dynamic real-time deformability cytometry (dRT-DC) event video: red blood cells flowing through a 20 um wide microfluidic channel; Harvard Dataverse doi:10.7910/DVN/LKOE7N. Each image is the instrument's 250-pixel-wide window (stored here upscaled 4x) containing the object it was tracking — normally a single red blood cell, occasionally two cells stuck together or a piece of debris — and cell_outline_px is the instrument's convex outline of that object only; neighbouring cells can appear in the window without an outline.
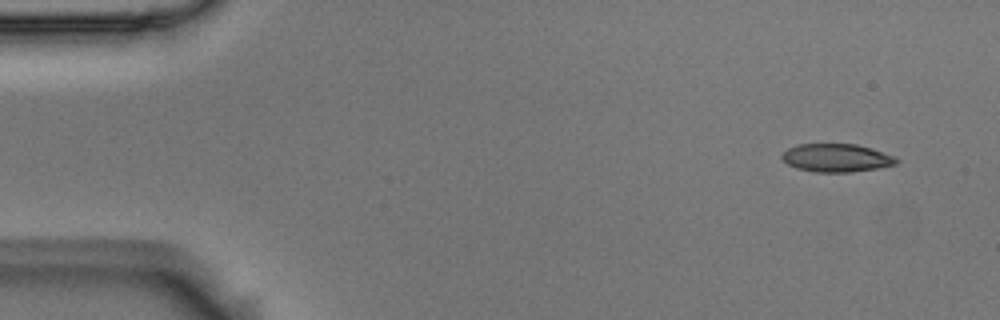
{"species": "Egyptian fruit bat (a non-hibernating species)", "species_latin": "Rousettus aegyptiacus", "temperature_condition": "room temperature", "stored_images_in_passage": 3, "camera_frame_rate_fps": 3000, "um_per_image_px": 0.085, "animal": {"sex": "male"}, "frame": {"image": 1, "passage_image": 1, "time_ms": 0.0, "image_size_px": [1000, 320], "cell_outline_px": [[900, 160], [896, 164], [876, 168], [852, 172], [812, 172], [796, 168], [788, 164], [780, 156], [788, 148], [796, 144], [856, 144], [872, 148], [896, 156]], "centroid_in_image_um": [71.11, 13.41], "position_along_channel_um": 13.9, "area_um2": 18.9}}